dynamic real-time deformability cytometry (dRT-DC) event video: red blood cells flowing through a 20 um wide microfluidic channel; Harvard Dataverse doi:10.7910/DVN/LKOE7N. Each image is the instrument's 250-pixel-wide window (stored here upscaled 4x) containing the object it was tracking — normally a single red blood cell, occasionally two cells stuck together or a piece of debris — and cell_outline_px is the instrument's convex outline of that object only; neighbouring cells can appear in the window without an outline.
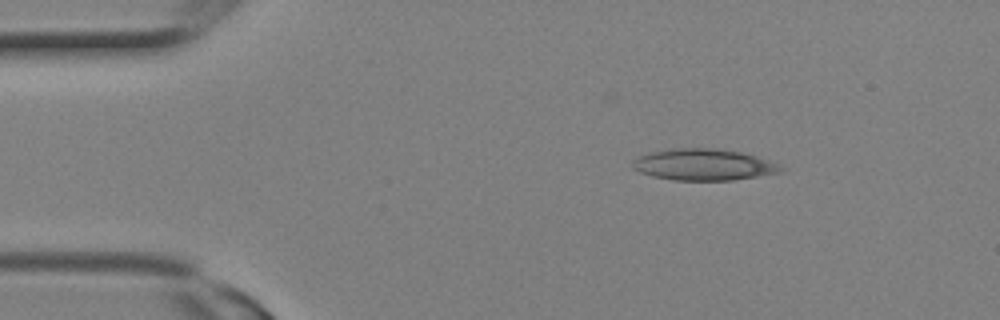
{"species": "Egyptian fruit bat (a non-hibernating species)", "species_latin": "Rousettus aegyptiacus", "temperature_condition": "room temperature", "stored_images_in_passage": 2, "camera_frame_rate_fps": 3000, "um_per_image_px": 0.085, "animal": {"sex": "female"}, "frame": {"image": 1, "passage_image": 2, "time_ms": 0.333, "image_size_px": [1000, 320], "cell_outline_px": [[784, 168], [780, 172], [732, 180], [672, 180], [652, 176], [640, 172], [632, 168], [632, 160], [648, 152], [672, 148], [712, 148], [740, 152], [756, 156], [780, 164]], "centroid_in_image_um": [59.77, 13.99], "position_along_channel_um": 25.2, "area_um2": 27.11}}